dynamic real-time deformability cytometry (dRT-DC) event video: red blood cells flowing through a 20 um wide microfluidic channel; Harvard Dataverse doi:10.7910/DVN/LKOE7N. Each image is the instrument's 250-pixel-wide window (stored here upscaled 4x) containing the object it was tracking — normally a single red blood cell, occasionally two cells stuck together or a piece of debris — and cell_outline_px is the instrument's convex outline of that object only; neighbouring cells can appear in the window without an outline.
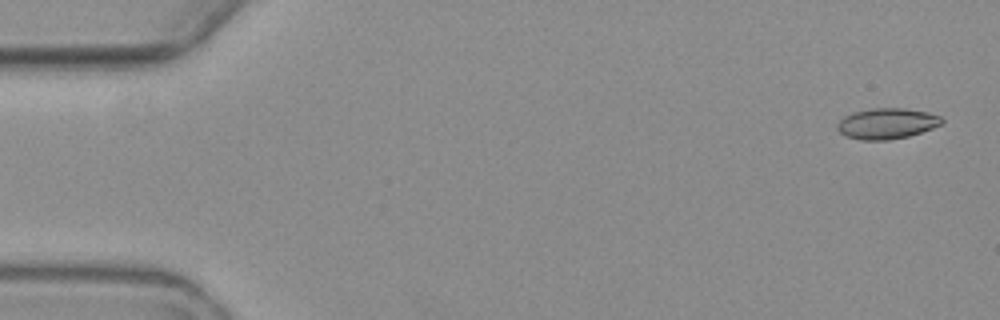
{"species": "common noctule bat (a hibernating species)", "species_latin": "Nyctalus noctula", "temperature_condition": "warm", "stored_images_in_passage": 5, "camera_frame_rate_fps": 3000, "um_per_image_px": 0.085, "animal": {"sex": "female", "body_mass_g": 19.3, "forearm_length_mm": 54.1}, "frame": {"image": 1, "passage_image": 1, "time_ms": 0.0, "image_size_px": [1000, 320], "cell_outline_px": [[944, 120], [940, 124], [932, 128], [908, 136], [888, 140], [860, 140], [844, 136], [836, 128], [836, 124], [844, 116], [852, 112], [872, 108], [904, 108], [928, 112], [940, 116]], "centroid_in_image_um": [75.34, 10.5], "position_along_channel_um": 9.7, "area_um2": 18.79}}
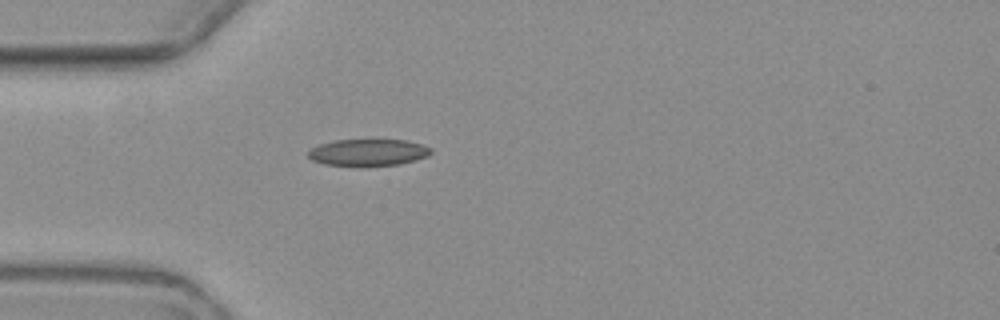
{"frame": {"image": 2, "passage_image": 5, "time_ms": 5.0, "image_size_px": [1000, 320], "cell_outline_px": [[432, 152], [428, 156], [416, 160], [400, 164], [364, 168], [360, 168], [324, 164], [312, 160], [308, 156], [308, 152], [312, 148], [320, 144], [336, 140], [404, 140], [424, 144], [432, 148]], "centroid_in_image_um": [31.32, 12.99], "position_along_channel_um": 53.7, "area_um2": 19.77}}